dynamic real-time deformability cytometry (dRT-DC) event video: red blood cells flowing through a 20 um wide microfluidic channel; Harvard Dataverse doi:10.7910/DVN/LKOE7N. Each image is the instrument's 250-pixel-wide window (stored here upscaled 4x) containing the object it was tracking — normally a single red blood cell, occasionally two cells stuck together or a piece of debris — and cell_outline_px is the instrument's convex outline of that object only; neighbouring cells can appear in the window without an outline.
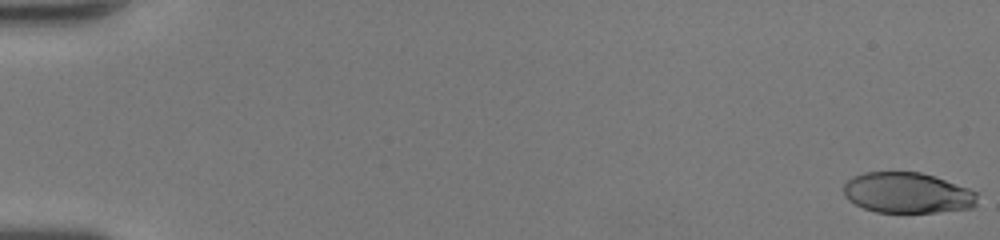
{"species": "human", "species_latin": "Homo sapiens", "temperature_condition": "room temperature", "stored_images_in_passage": 51, "camera_frame_rate_fps": 3000, "um_per_image_px": 0.085, "donor": {"sex": "female"}, "frame": {"image": 1, "passage_image": 1, "time_ms": 0.0, "image_size_px": [1000, 240], "cell_outline_px": [[976, 204], [972, 208], [936, 212], [876, 212], [864, 208], [848, 200], [844, 196], [844, 184], [852, 176], [864, 172], [920, 172], [968, 188], [976, 192]], "centroid_in_image_um": [77.09, 16.39], "position_along_channel_um": 7.9, "area_um2": 31.5}}
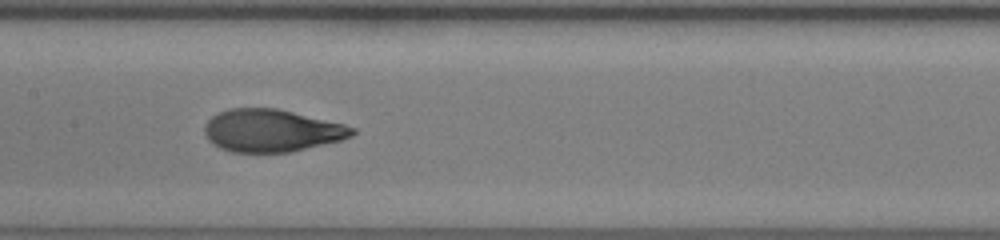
{"frame": {"image": 2, "passage_image": 27, "time_ms": 8.667, "image_size_px": [1000, 240], "cell_outline_px": [[356, 132], [352, 136], [340, 140], [292, 152], [232, 152], [220, 148], [212, 144], [208, 140], [204, 132], [204, 124], [212, 116], [228, 108], [276, 108], [344, 124], [356, 128]], "centroid_in_image_um": [23.06, 11.1], "position_along_channel_um": 184.3, "area_um2": 36.59}}
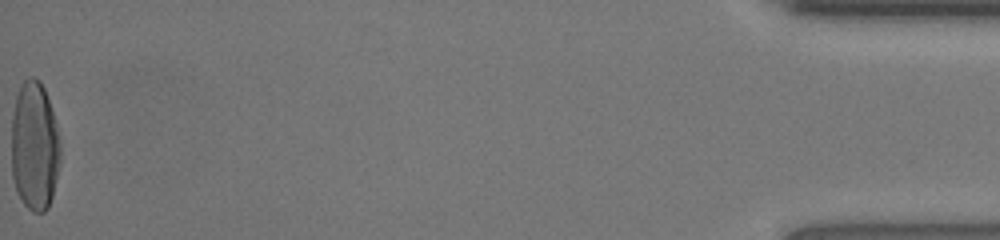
{"frame": {"image": 3, "passage_image": 51, "time_ms": 16.667, "image_size_px": [1000, 240], "cell_outline_px": [[60, 164], [52, 196], [48, 208], [44, 212], [32, 212], [24, 204], [16, 188], [12, 176], [12, 116], [16, 96], [20, 84], [24, 80], [32, 76], [36, 76], [40, 80], [44, 88], [56, 124], [60, 140]], "centroid_in_image_um": [2.94, 12.41], "position_along_channel_um": 432.3, "area_um2": 36.88}, "authors_computed_cell_mechanics": {"area_um2": 35.6626, "velocity_mm_per_s": 4.2959, "shape_relaxation_time_tau1_ms": 4.1676, "shape_relaxation_time_tau2_ms": 0.6816, "deformation_change_tau1": 0.2383, "deformation_change_tau2": 0.0603}}